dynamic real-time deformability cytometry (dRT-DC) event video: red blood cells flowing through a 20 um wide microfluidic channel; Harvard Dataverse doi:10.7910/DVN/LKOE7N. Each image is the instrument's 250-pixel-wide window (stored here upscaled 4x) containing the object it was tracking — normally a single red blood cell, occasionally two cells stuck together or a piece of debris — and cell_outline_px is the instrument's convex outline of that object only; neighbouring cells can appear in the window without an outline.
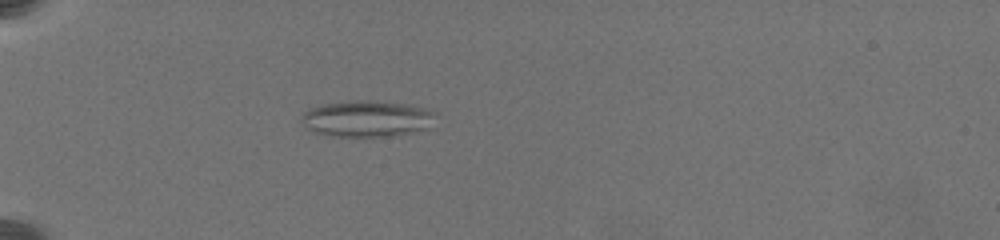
{"species": "common noctule bat (a hibernating species)", "species_latin": "Nyctalus noctula", "temperature_condition": "warm", "stored_images_in_passage": 26, "camera_frame_rate_fps": 3000, "um_per_image_px": 0.085, "animal": {"sex": "female", "body_mass_g": 19.5, "forearm_length_mm": 54.1}, "frame": {"image": 1, "passage_image": 12, "time_ms": 7.0, "image_size_px": [1000, 240], "cell_outline_px": [[436, 112], [432, 128], [412, 132], [388, 136], [328, 136], [312, 132], [304, 128], [300, 120], [300, 116], [308, 108], [324, 104], [352, 100], [376, 100], [404, 104], [424, 108]], "centroid_in_image_um": [31.15, 10.09], "position_along_channel_um": 53.9, "area_um2": 28.84}}
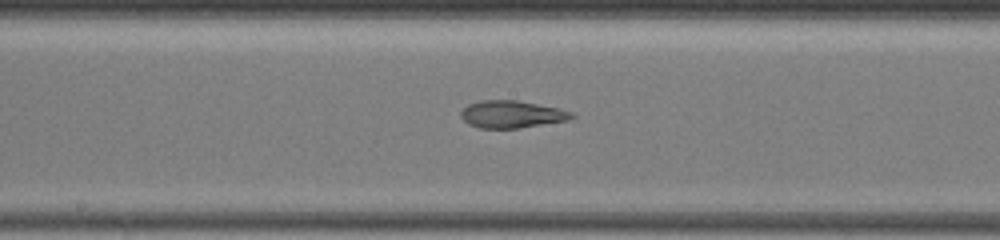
{"frame": {"image": 2, "passage_image": 21, "time_ms": 12.0, "image_size_px": [1000, 240], "cell_outline_px": [[576, 116], [568, 120], [520, 128], [480, 128], [468, 124], [460, 116], [460, 112], [468, 104], [480, 100], [516, 100], [560, 108], [576, 112]], "centroid_in_image_um": [43.53, 9.71], "position_along_channel_um": 204.7, "area_um2": 17.8}}
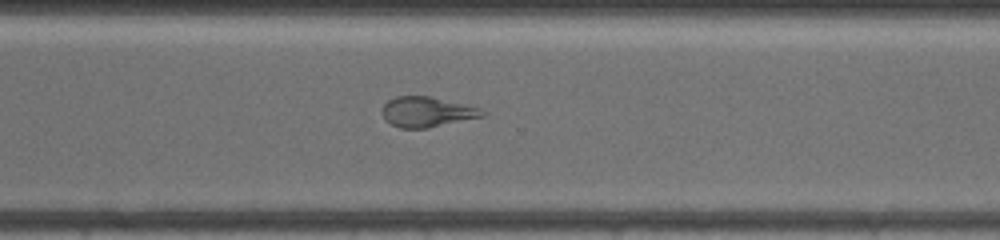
{"frame": {"image": 3, "passage_image": 26, "time_ms": 15.667, "image_size_px": [1000, 240], "cell_outline_px": [[488, 116], [428, 128], [400, 128], [384, 120], [380, 112], [384, 104], [388, 100], [396, 96], [428, 96], [480, 108], [488, 112]], "centroid_in_image_um": [36.3, 9.52], "position_along_channel_um": 334.3, "area_um2": 17.86}}